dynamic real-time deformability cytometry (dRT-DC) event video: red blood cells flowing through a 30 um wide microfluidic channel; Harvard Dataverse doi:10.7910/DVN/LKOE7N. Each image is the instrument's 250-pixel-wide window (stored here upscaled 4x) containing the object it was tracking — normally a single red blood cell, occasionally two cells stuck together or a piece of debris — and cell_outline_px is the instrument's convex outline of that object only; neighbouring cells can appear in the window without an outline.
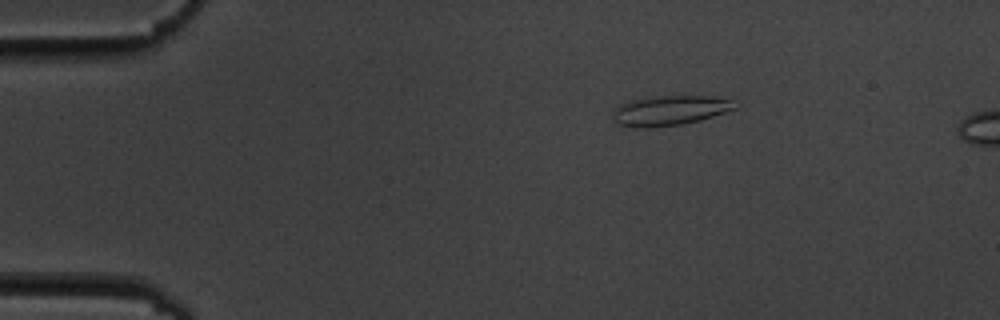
{"species": "common noctule bat (a hibernating species)", "species_latin": "Nyctalus noctula", "temperature_condition": "cold", "stored_images_in_passage": 6, "camera_frame_rate_fps": 3000, "um_per_image_px": 0.085, "animal": {"sex": "male", "body_mass_g": 19.5, "forearm_length_mm": 54.6}, "frame": {"image": 1, "passage_image": 3, "time_ms": 2.0, "image_size_px": [1000, 320], "cell_outline_px": [[736, 108], [700, 120], [680, 124], [648, 128], [644, 128], [620, 124], [612, 116], [612, 112], [620, 104], [632, 100], [660, 96], [712, 96], [732, 100]], "centroid_in_image_um": [56.93, 9.38], "position_along_channel_um": 28.1, "area_um2": 20.75}}